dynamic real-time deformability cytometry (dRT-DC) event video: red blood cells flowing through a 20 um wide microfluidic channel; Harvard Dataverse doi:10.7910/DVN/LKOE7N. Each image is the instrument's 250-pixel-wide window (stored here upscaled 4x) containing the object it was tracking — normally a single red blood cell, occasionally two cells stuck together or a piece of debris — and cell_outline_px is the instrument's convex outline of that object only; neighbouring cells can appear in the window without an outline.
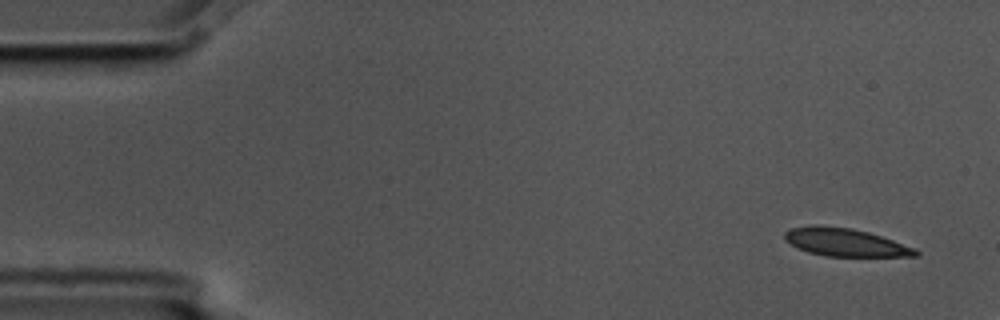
{"species": "common noctule bat (a hibernating species)", "species_latin": "Nyctalus noctula", "temperature_condition": "cold", "stored_images_in_passage": 5, "camera_frame_rate_fps": 3000, "um_per_image_px": 0.085, "animal": {"sex": "male", "body_mass_g": 17.5, "forearm_length_mm": 52.3}, "frame": {"image": 1, "passage_image": 1, "time_ms": 0.0, "image_size_px": [1000, 320], "cell_outline_px": [[920, 256], [824, 256], [808, 252], [796, 248], [784, 240], [784, 232], [792, 228], [816, 224], [852, 228], [868, 232], [916, 248], [920, 252]], "centroid_in_image_um": [71.81, 20.59], "position_along_channel_um": 13.2, "area_um2": 21.44}}